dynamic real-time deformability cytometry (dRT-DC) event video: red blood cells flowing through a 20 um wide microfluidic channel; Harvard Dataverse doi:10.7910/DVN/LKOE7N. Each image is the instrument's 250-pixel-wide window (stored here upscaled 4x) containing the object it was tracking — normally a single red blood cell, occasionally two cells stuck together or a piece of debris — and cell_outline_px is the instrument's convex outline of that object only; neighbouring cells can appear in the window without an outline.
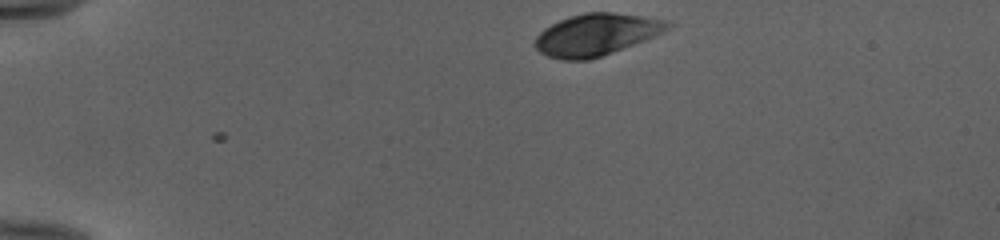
{"species": "human", "species_latin": "Homo sapiens", "temperature_condition": "cold", "stored_images_in_passage": 42, "camera_frame_rate_fps": 3000, "um_per_image_px": 0.085, "donor": {"sex": "female"}, "frame": {"image": 1, "passage_image": 1, "time_ms": 0.0, "image_size_px": [1000, 240], "cell_outline_px": [[676, 24], [664, 32], [656, 36], [612, 52], [588, 60], [564, 60], [548, 56], [540, 52], [536, 48], [536, 36], [544, 28], [568, 16], [584, 12], [612, 12], [644, 16], [668, 20]], "centroid_in_image_um": [50.74, 2.92], "position_along_channel_um": 34.3, "area_um2": 32.43}}
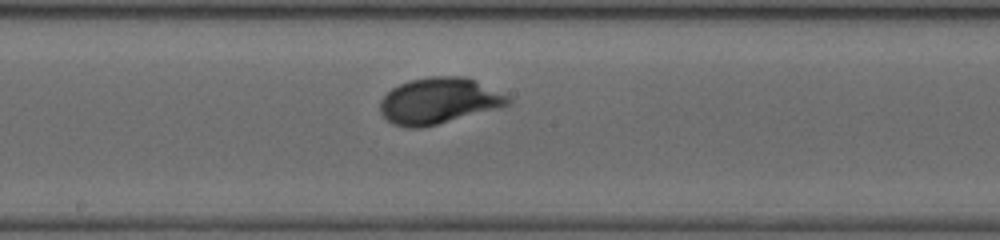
{"frame": {"image": 2, "passage_image": 20, "time_ms": 6.333, "image_size_px": [1000, 240], "cell_outline_px": [[512, 104], [500, 108], [420, 128], [404, 128], [392, 124], [380, 112], [380, 100], [392, 88], [408, 80], [432, 76], [464, 76], [508, 96], [512, 100]], "centroid_in_image_um": [37.28, 8.58], "position_along_channel_um": 210.9, "area_um2": 34.22}}
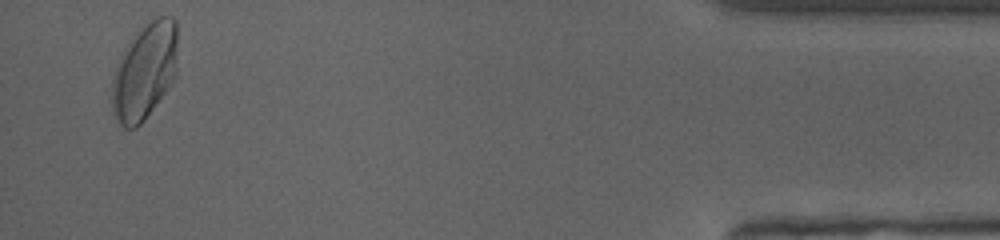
{"frame": {"image": 3, "passage_image": 41, "time_ms": 13.333, "image_size_px": [1000, 240], "cell_outline_px": [[176, 76], [172, 84], [144, 120], [136, 128], [124, 128], [120, 124], [112, 112], [112, 80], [120, 56], [124, 48], [136, 32], [144, 24], [156, 16], [172, 16], [176, 20]], "centroid_in_image_um": [12.3, 6.05], "position_along_channel_um": 422.9, "area_um2": 37.05}, "authors_computed_cell_mechanics": {"area_um2": 32.8304, "velocity_mm_per_s": 3.9475, "shape_relaxation_time_tau1_ms": 2.7292, "shape_relaxation_time_tau2_ms": null, "deformation_change_tau1": 0.1576, "deformation_change_tau2": null}}